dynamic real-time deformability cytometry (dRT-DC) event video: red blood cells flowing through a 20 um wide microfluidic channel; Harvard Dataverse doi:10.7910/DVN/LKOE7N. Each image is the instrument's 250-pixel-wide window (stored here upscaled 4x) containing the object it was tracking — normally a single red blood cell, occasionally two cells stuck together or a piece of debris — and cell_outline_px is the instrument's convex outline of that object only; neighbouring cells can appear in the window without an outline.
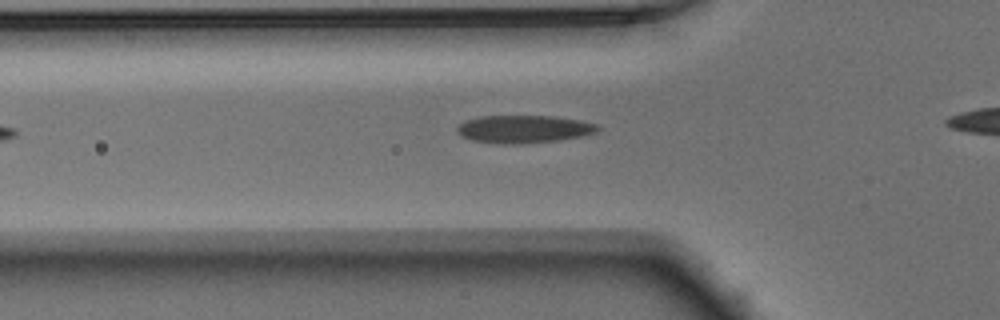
{"species": "Egyptian fruit bat (a non-hibernating species)", "species_latin": "Rousettus aegyptiacus", "temperature_condition": "warm", "stored_images_in_passage": 24, "camera_frame_rate_fps": 3000, "um_per_image_px": 0.085, "animal": {"sex": "male"}, "frame": {"image": 1, "passage_image": 4, "time_ms": 1.0, "image_size_px": [1000, 320], "cell_outline_px": [[600, 128], [596, 132], [580, 136], [560, 140], [520, 144], [500, 144], [472, 140], [456, 132], [456, 128], [460, 124], [468, 120], [480, 116], [552, 116], [580, 120], [600, 124]], "centroid_in_image_um": [44.55, 10.97], "position_along_channel_um": 81.2, "area_um2": 22.72}}
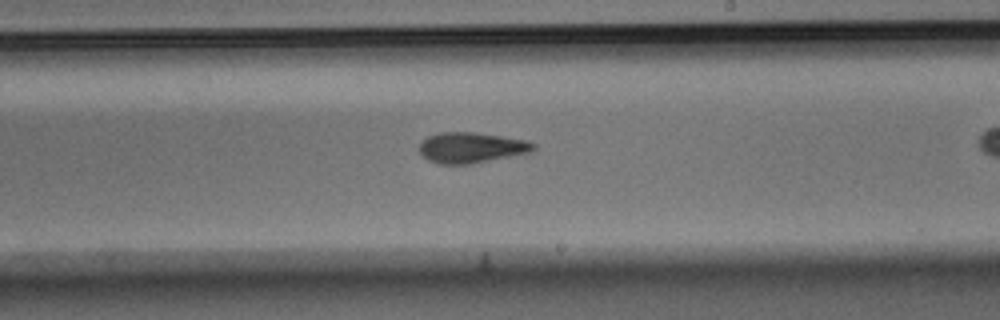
{"frame": {"image": 2, "passage_image": 13, "time_ms": 4.0, "image_size_px": [1000, 320], "cell_outline_px": [[536, 148], [532, 152], [472, 164], [436, 164], [428, 160], [420, 152], [420, 144], [428, 136], [436, 132], [472, 132], [528, 140], [536, 144]], "centroid_in_image_um": [40.08, 12.55], "position_along_channel_um": 248.9, "area_um2": 20.46}}
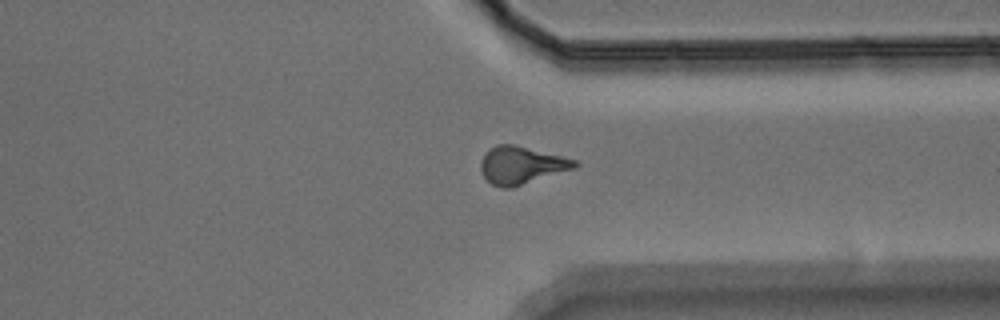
{"frame": {"image": 3, "passage_image": 22, "time_ms": 7.0, "image_size_px": [1000, 320], "cell_outline_px": [[580, 164], [576, 168], [512, 188], [504, 188], [492, 184], [484, 176], [480, 168], [480, 160], [484, 152], [496, 144], [512, 144], [576, 160]], "centroid_in_image_um": [44.3, 14.05], "position_along_channel_um": 367.1, "area_um2": 20.52}}